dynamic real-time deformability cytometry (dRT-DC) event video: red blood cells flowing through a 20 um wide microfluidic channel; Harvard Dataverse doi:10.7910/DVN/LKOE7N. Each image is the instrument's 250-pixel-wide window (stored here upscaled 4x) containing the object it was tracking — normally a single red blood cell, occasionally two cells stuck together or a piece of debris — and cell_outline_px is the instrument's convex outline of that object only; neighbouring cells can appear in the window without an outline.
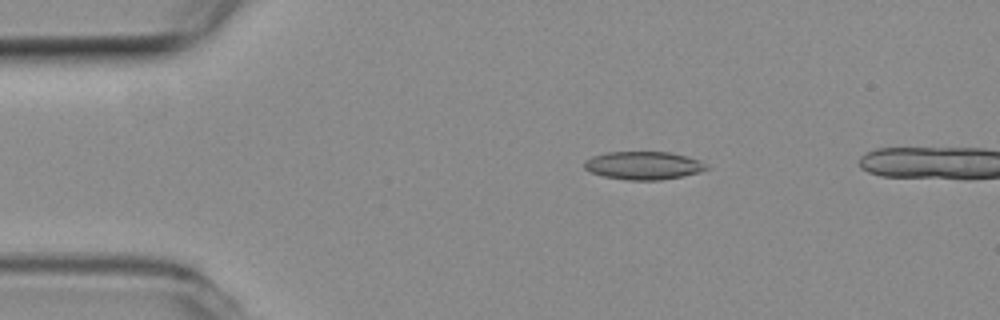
{"species": "common noctule bat (a hibernating species)", "species_latin": "Nyctalus noctula", "temperature_condition": "room temperature", "stored_images_in_passage": 12, "camera_frame_rate_fps": 3000, "um_per_image_px": 0.085, "animal": {"sex": "female", "body_mass_g": 19.3, "forearm_length_mm": 54.1}, "frame": {"image": 1, "passage_image": 9, "time_ms": 2.667, "image_size_px": [1000, 320], "cell_outline_px": [[708, 168], [700, 172], [684, 176], [660, 180], [628, 180], [604, 176], [592, 172], [584, 168], [584, 160], [592, 156], [604, 152], [672, 152], [700, 160], [708, 164]], "centroid_in_image_um": [54.71, 14.06], "position_along_channel_um": 30.3, "area_um2": 20.11}}